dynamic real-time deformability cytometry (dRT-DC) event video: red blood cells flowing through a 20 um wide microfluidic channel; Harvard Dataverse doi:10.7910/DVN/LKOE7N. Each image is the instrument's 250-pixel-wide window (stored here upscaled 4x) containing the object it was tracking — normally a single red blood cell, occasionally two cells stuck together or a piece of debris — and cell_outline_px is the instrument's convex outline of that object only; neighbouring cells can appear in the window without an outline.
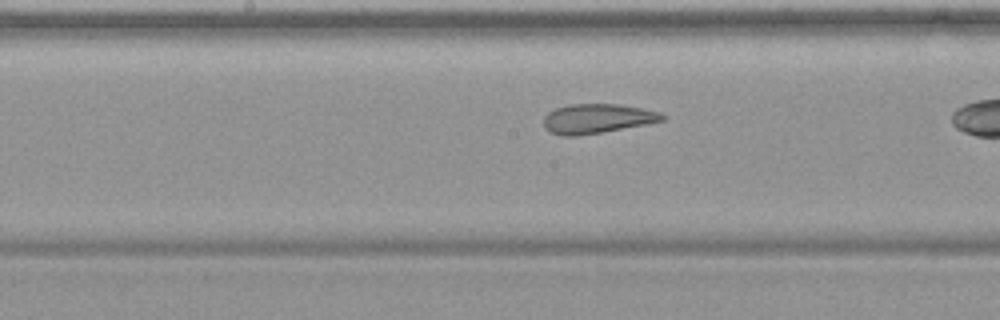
{"species": "common noctule bat (a hibernating species)", "species_latin": "Nyctalus noctula", "temperature_condition": "warm", "stored_images_in_passage": 24, "camera_frame_rate_fps": 3000, "um_per_image_px": 0.085, "animal": {"sex": "female", "body_mass_g": 19.9}, "frame": {"image": 1, "passage_image": 21, "time_ms": 6.667, "image_size_px": [1000, 320], "cell_outline_px": [[668, 116], [664, 120], [604, 132], [576, 136], [560, 136], [548, 132], [544, 128], [544, 116], [548, 112], [556, 108], [568, 104], [620, 104], [644, 108], [660, 112]], "centroid_in_image_um": [50.74, 10.08], "position_along_channel_um": 197.5, "area_um2": 20.63}}